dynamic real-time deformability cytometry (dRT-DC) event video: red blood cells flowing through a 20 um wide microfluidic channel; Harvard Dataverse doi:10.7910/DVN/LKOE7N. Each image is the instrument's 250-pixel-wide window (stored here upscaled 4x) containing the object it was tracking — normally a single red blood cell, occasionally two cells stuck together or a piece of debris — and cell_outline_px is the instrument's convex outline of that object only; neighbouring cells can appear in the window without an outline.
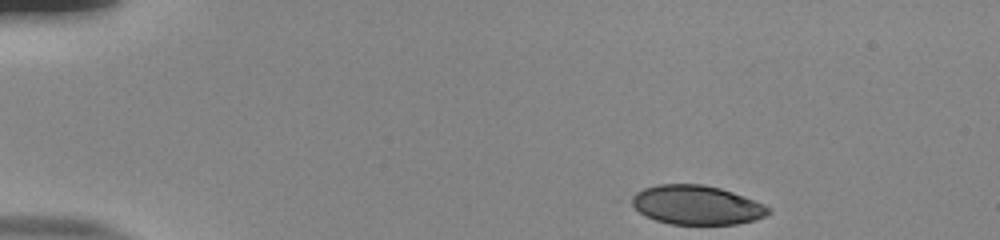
{"species": "human", "species_latin": "Homo sapiens", "temperature_condition": "room temperature", "stored_images_in_passage": 46, "camera_frame_rate_fps": 3000, "um_per_image_px": 0.085, "donor": {"sex": "male"}, "frame": {"image": 1, "passage_image": 1, "time_ms": 0.0, "image_size_px": [1000, 240], "cell_outline_px": [[772, 212], [756, 220], [736, 224], [668, 224], [644, 216], [616, 200], [644, 188], [656, 184], [704, 184], [720, 188], [732, 192], [764, 204], [772, 208]], "centroid_in_image_um": [59.01, 17.42], "position_along_channel_um": 26.0, "area_um2": 32.48}}
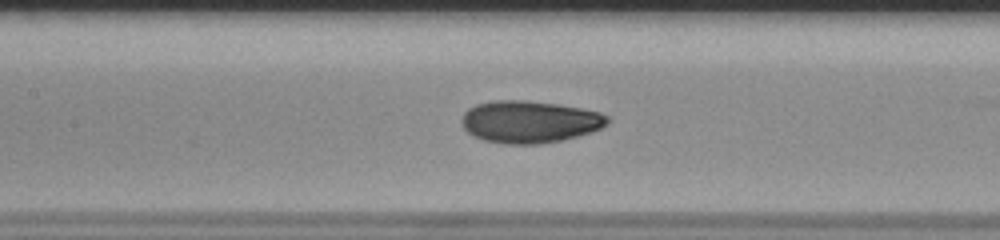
{"frame": {"image": 2, "passage_image": 19, "time_ms": 6.0, "image_size_px": [1000, 240], "cell_outline_px": [[608, 124], [592, 132], [560, 140], [540, 144], [504, 144], [484, 140], [468, 132], [464, 128], [460, 120], [464, 112], [468, 108], [476, 104], [496, 100], [528, 100], [556, 104], [580, 108], [600, 112], [608, 116]], "centroid_in_image_um": [45.0, 10.34], "position_along_channel_um": 162.4, "area_um2": 35.78}}
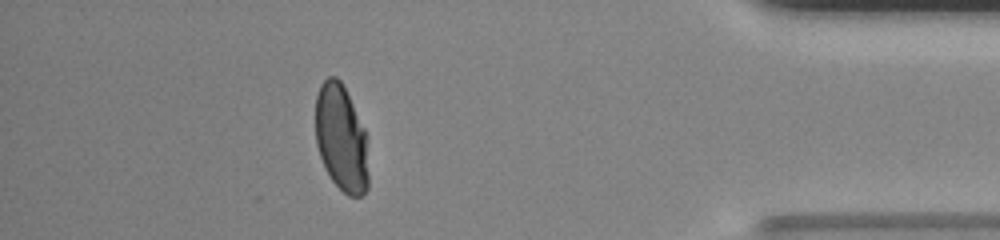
{"frame": {"image": 3, "passage_image": 41, "time_ms": 13.333, "image_size_px": [1000, 240], "cell_outline_px": [[368, 188], [360, 196], [348, 196], [332, 180], [320, 156], [316, 144], [316, 96], [320, 84], [328, 76], [336, 76], [340, 80], [364, 128], [368, 176]], "centroid_in_image_um": [28.99, 11.74], "position_along_channel_um": 406.2, "area_um2": 32.43}, "authors_computed_cell_mechanics": {"area_um2": 34.0731, "velocity_mm_per_s": 3.8571, "shape_relaxation_time_tau1_ms": 6.2647, "shape_relaxation_time_tau2_ms": null, "deformation_change_tau1": 0.2161, "deformation_change_tau2": null}}